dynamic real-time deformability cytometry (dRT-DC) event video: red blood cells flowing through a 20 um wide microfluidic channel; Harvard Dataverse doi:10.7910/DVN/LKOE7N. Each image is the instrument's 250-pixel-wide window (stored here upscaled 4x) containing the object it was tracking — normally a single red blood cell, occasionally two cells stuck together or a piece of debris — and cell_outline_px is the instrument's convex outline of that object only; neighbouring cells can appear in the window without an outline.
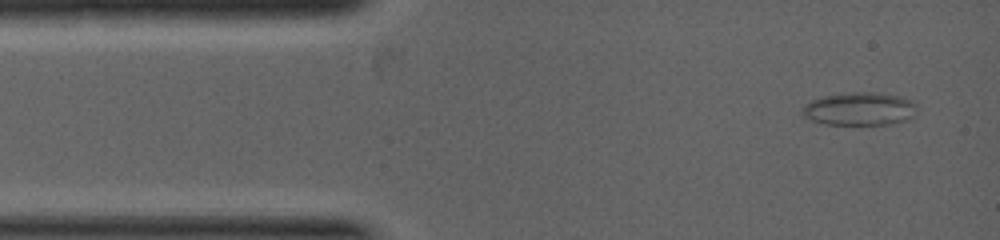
{"species": "common noctule bat (a hibernating species)", "species_latin": "Nyctalus noctula", "temperature_condition": "warm", "stored_images_in_passage": 4, "camera_frame_rate_fps": 5000, "um_per_image_px": 0.085, "animal": {"sex": "female", "body_mass_g": 19.0, "forearm_length_mm": 53.3}, "frame": {"image": 1, "passage_image": 1, "time_ms": 0.0, "image_size_px": [1000, 240], "cell_outline_px": [[916, 104], [912, 116], [908, 120], [888, 124], [824, 124], [812, 120], [804, 116], [800, 112], [812, 100], [820, 96], [852, 92], [880, 92], [896, 96], [908, 100]], "centroid_in_image_um": [73.03, 9.25], "position_along_channel_um": 12.0, "area_um2": 21.79}}
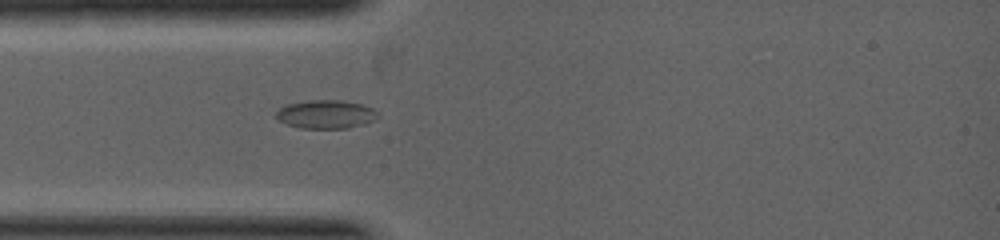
{"frame": {"image": 2, "passage_image": 4, "time_ms": 1.4, "image_size_px": [1000, 240], "cell_outline_px": [[380, 116], [364, 124], [348, 128], [300, 128], [288, 124], [280, 120], [276, 116], [276, 112], [280, 108], [288, 104], [308, 100], [344, 100], [360, 104], [372, 108]], "centroid_in_image_um": [27.71, 9.71], "position_along_channel_um": 57.3, "area_um2": 16.7}}